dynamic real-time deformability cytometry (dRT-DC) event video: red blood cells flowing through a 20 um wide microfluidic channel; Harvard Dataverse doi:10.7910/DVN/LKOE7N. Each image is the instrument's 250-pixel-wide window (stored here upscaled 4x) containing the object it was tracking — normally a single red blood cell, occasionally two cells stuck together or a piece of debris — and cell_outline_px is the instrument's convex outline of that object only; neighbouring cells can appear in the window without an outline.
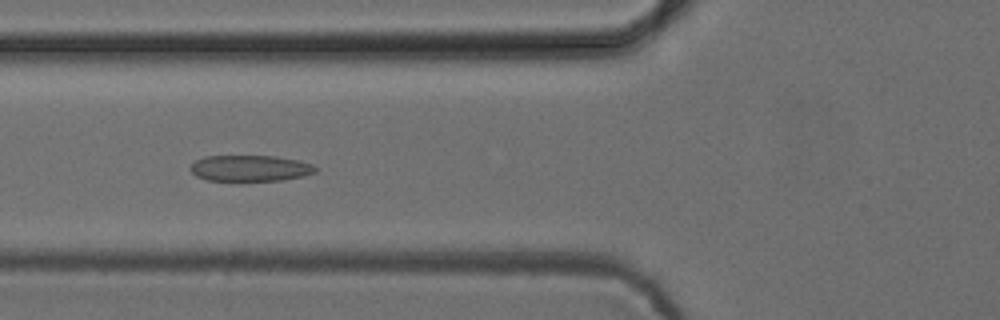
{"species": "common noctule bat (a hibernating species)", "species_latin": "Nyctalus noctula", "temperature_condition": "cold", "stored_images_in_passage": 54, "segment_of_instrument_passage": [1, 2], "camera_frame_rate_fps": 3000, "um_per_image_px": 0.085, "animal": {"sex": "female", "body_mass_g": 24.6, "forearm_length_mm": 56.2}, "frame": {"image": 1, "passage_image": 20, "time_ms": 6.333, "image_size_px": [1000, 320], "cell_outline_px": [[316, 172], [304, 176], [280, 180], [240, 184], [208, 180], [196, 176], [188, 168], [196, 160], [204, 156], [276, 156], [296, 160], [312, 164], [316, 168]], "centroid_in_image_um": [21.21, 14.35], "position_along_channel_um": 104.6, "area_um2": 19.88}}
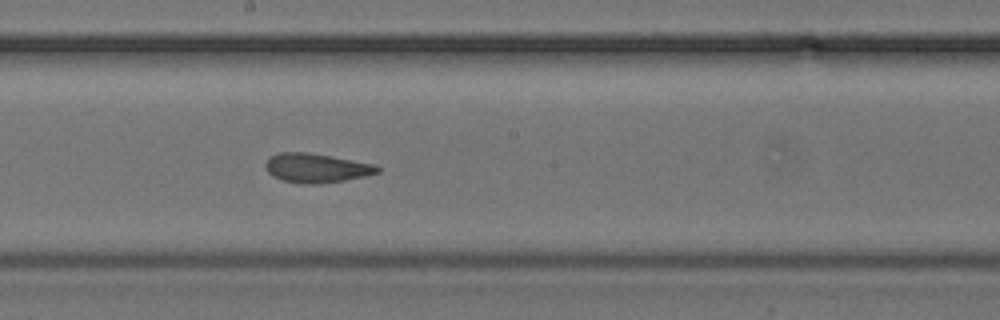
{"frame": {"image": 2, "passage_image": 29, "time_ms": 9.333, "image_size_px": [1000, 320], "cell_outline_px": [[380, 172], [368, 176], [320, 184], [304, 184], [284, 180], [272, 176], [268, 172], [264, 164], [268, 156], [280, 152], [308, 152], [376, 164], [380, 168]], "centroid_in_image_um": [26.9, 14.27], "position_along_channel_um": 221.3, "area_um2": 19.25}}
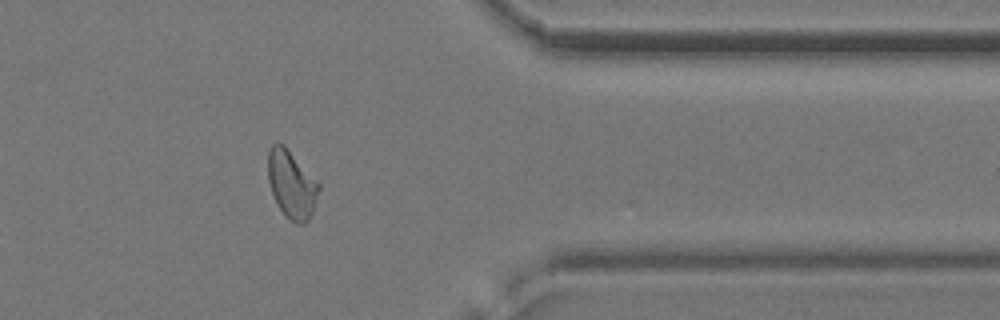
{"frame": {"image": 3, "passage_image": 43, "time_ms": 14.0, "image_size_px": [1000, 320], "cell_outline_px": [[320, 188], [312, 212], [308, 220], [304, 224], [296, 224], [288, 220], [284, 216], [276, 204], [268, 180], [268, 148], [276, 140], [284, 144], [320, 184]], "centroid_in_image_um": [24.76, 15.66], "position_along_channel_um": 386.6, "area_um2": 20.35}}